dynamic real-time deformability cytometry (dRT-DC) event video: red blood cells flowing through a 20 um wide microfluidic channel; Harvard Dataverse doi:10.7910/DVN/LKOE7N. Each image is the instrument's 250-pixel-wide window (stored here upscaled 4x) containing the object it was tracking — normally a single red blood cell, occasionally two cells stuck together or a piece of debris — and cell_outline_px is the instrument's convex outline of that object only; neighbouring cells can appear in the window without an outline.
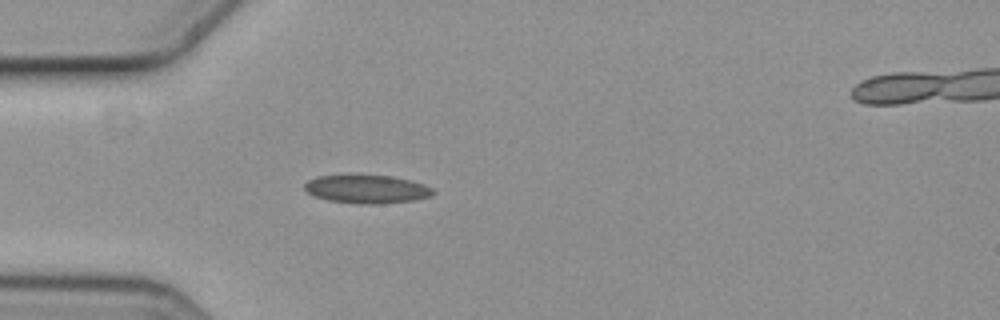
{"species": "common noctule bat (a hibernating species)", "species_latin": "Nyctalus noctula", "temperature_condition": "cold", "stored_images_in_passage": 5, "camera_frame_rate_fps": 3000, "um_per_image_px": 0.085, "animal": {"sex": "female", "body_mass_g": 19.3, "forearm_length_mm": 54.1}, "frame": {"image": 1, "passage_image": 5, "time_ms": 1.333, "image_size_px": [1000, 320], "cell_outline_px": [[436, 192], [428, 196], [416, 200], [384, 204], [356, 204], [328, 200], [316, 196], [308, 192], [304, 188], [304, 184], [308, 180], [316, 176], [392, 176], [412, 180], [424, 184], [432, 188]], "centroid_in_image_um": [31.21, 16.09], "position_along_channel_um": 53.8, "area_um2": 21.15}}